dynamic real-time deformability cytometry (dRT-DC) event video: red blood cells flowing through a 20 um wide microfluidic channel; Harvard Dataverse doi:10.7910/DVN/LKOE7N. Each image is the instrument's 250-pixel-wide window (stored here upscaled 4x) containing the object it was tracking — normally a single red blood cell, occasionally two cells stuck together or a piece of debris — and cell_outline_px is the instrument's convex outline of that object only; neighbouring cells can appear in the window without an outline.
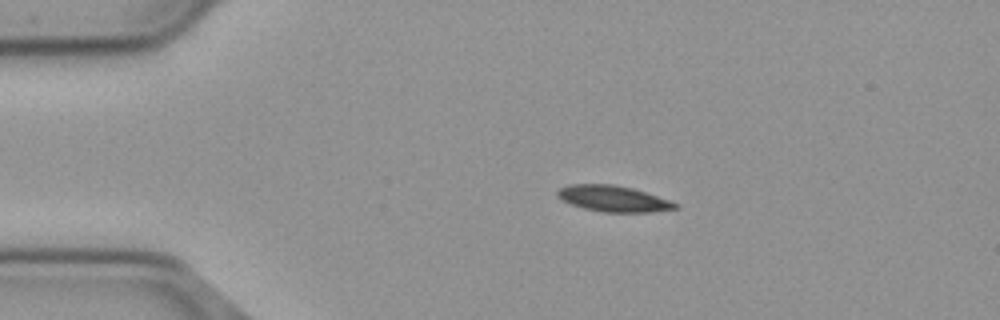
{"species": "common noctule bat (a hibernating species)", "species_latin": "Nyctalus noctula", "temperature_condition": "cold", "stored_images_in_passage": 46, "camera_frame_rate_fps": 3000, "um_per_image_px": 0.085, "animal": {"sex": "male", "body_mass_g": 23.1, "forearm_length_mm": 52.7}, "frame": {"image": 1, "passage_image": 1, "time_ms": 0.0, "image_size_px": [1000, 320], "cell_outline_px": [[680, 208], [652, 212], [604, 212], [584, 208], [572, 204], [556, 196], [556, 192], [560, 188], [572, 184], [612, 184], [632, 188], [680, 204]], "centroid_in_image_um": [52.15, 16.89], "position_along_channel_um": 32.8, "area_um2": 17.69}}
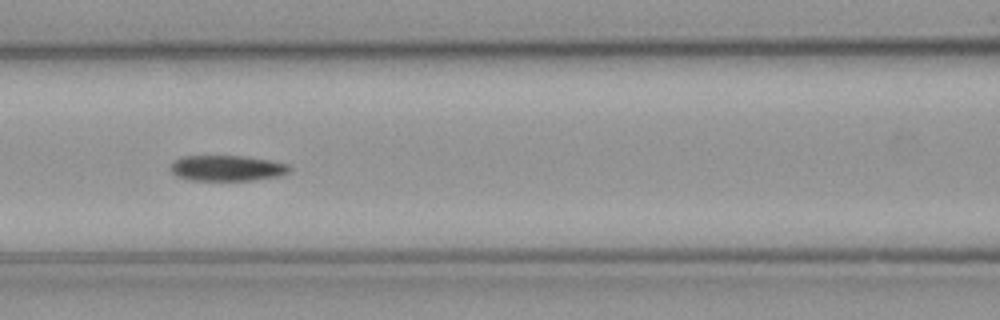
{"frame": {"image": 2, "passage_image": 14, "time_ms": 4.333, "image_size_px": [1000, 320], "cell_outline_px": [[292, 168], [288, 172], [280, 176], [252, 180], [192, 180], [176, 176], [172, 172], [172, 164], [176, 160], [184, 156], [244, 156], [268, 160], [288, 164]], "centroid_in_image_um": [19.33, 14.29], "position_along_channel_um": 147.3, "area_um2": 17.57}}
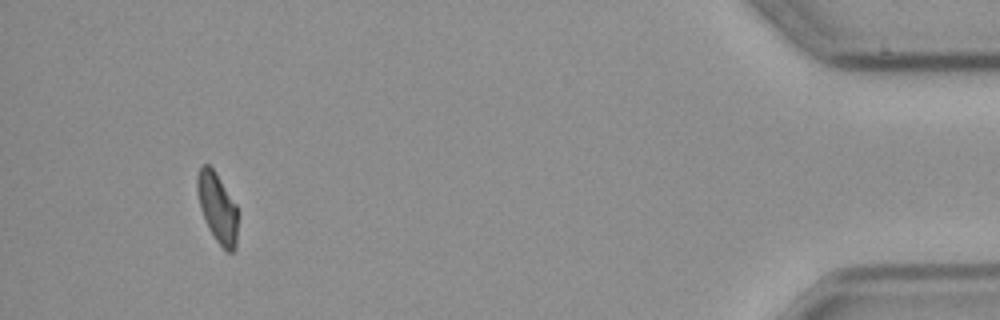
{"frame": {"image": 3, "passage_image": 42, "time_ms": 13.667, "image_size_px": [1000, 320], "cell_outline_px": [[236, 248], [232, 252], [228, 252], [216, 240], [208, 228], [200, 208], [196, 188], [196, 176], [200, 168], [204, 164], [208, 164], [212, 168], [236, 204]], "centroid_in_image_um": [18.45, 17.64], "position_along_channel_um": 416.8, "area_um2": 16.13}, "authors_computed_cell_mechanics": {"area_um2": 17.918, "velocity_mm_per_s": 3.6799, "shape_relaxation_time_tau1_ms": 5.2001, "shape_relaxation_time_tau2_ms": null, "deformation_change_tau1": 0.1338, "deformation_change_tau2": null}}